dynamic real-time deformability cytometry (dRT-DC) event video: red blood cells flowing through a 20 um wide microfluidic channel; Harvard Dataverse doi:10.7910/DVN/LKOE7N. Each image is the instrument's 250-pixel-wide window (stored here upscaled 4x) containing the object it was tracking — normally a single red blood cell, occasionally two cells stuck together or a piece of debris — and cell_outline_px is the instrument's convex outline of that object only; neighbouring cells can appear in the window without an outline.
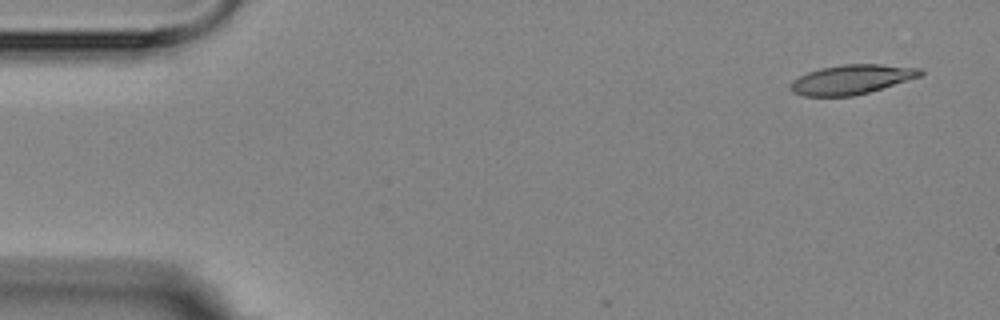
{"species": "Egyptian fruit bat (a non-hibernating species)", "species_latin": "Rousettus aegyptiacus", "temperature_condition": "room temperature", "stored_images_in_passage": 5, "segment_of_instrument_passage": [2, 2], "camera_frame_rate_fps": 3000, "um_per_image_px": 0.085, "animal": {"sex": "female"}, "frame": {"image": 1, "passage_image": 5, "time_ms": 5.667, "image_size_px": [1000, 320], "cell_outline_px": [[924, 72], [920, 76], [868, 92], [852, 96], [804, 96], [792, 92], [788, 88], [792, 80], [808, 72], [820, 68], [844, 64], [880, 64], [920, 68]], "centroid_in_image_um": [72.33, 6.75], "position_along_channel_um": 12.7, "area_um2": 22.14}}